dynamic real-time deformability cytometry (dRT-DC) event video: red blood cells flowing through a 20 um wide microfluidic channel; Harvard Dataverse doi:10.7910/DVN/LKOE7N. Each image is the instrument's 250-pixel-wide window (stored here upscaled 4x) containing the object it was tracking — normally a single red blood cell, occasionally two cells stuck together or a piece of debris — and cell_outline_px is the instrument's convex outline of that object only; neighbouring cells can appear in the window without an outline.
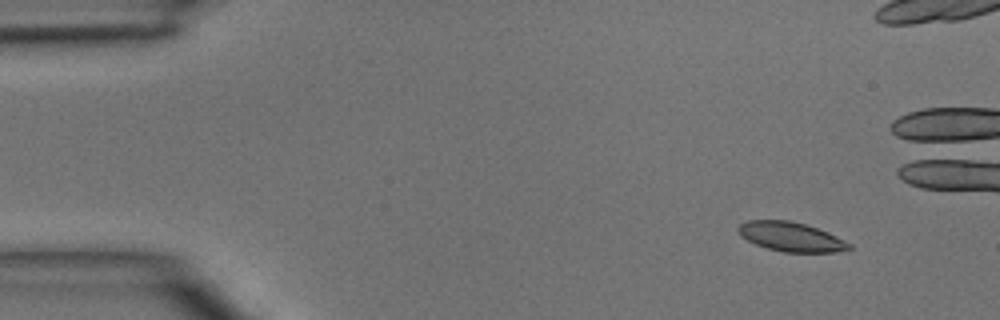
{"species": "common noctule bat (a hibernating species)", "species_latin": "Nyctalus noctula", "temperature_condition": "room temperature", "stored_images_in_passage": 5, "camera_frame_rate_fps": 3000, "um_per_image_px": 0.085, "animal": {"sex": "male", "body_mass_g": 15.6}, "frame": {"image": 1, "passage_image": 2, "time_ms": 0.333, "image_size_px": [1000, 320], "cell_outline_px": [[852, 248], [836, 252], [784, 252], [768, 248], [756, 244], [740, 236], [736, 228], [740, 224], [748, 220], [788, 220], [804, 224], [828, 232], [852, 244]], "centroid_in_image_um": [67.22, 20.12], "position_along_channel_um": 17.8, "area_um2": 18.84}}